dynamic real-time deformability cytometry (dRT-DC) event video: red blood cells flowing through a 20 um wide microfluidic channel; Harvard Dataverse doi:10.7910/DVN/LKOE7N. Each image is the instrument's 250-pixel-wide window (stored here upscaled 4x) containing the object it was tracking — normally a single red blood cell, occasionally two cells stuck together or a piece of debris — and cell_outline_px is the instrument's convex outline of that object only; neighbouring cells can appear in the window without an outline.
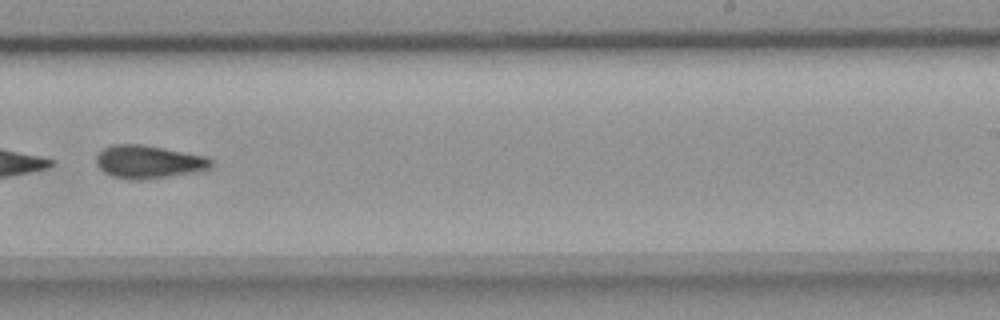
{"species": "common noctule bat (a hibernating species)", "species_latin": "Nyctalus noctula", "temperature_condition": "room temperature", "stored_images_in_passage": 23, "camera_frame_rate_fps": 3000, "um_per_image_px": 0.085, "animal": {"sex": "female", "body_mass_g": 18.4}, "frame": {"image": 1, "passage_image": 20, "time_ms": 6.333, "image_size_px": [1000, 320], "cell_outline_px": [[212, 168], [192, 172], [168, 176], [140, 180], [128, 180], [112, 176], [104, 172], [96, 164], [96, 156], [104, 148], [112, 144], [144, 144], [208, 156], [212, 160]], "centroid_in_image_um": [12.63, 13.74], "position_along_channel_um": 276.4, "area_um2": 22.25}}